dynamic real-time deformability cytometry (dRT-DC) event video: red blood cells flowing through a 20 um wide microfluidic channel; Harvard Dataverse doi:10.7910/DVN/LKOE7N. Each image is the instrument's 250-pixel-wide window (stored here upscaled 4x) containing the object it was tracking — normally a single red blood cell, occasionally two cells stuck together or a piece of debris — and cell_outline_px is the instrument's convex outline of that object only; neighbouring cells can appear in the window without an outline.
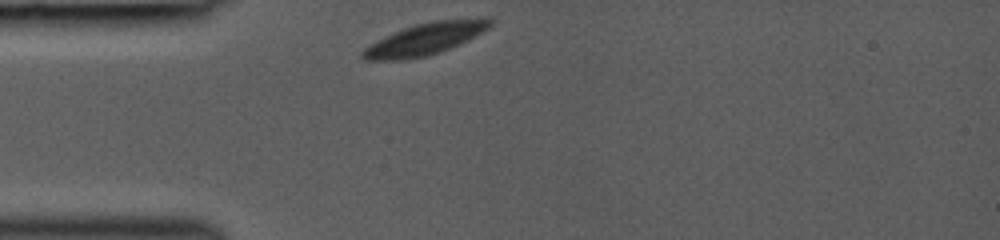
{"species": "common noctule bat (a hibernating species)", "species_latin": "Nyctalus noctula", "temperature_condition": "room temperature", "stored_images_in_passage": 20, "camera_frame_rate_fps": 3000, "um_per_image_px": 0.085, "animal": {"sex": "female", "body_mass_g": 19.0, "forearm_length_mm": 53.3}, "frame": {"image": 1, "passage_image": 1, "time_ms": 0.0, "image_size_px": [1000, 240], "cell_outline_px": [[492, 24], [488, 28], [440, 52], [428, 56], [400, 60], [364, 60], [360, 56], [360, 52], [364, 48], [376, 40], [404, 28], [416, 24], [432, 20], [488, 16], [492, 20]], "centroid_in_image_um": [36.11, 3.29], "position_along_channel_um": 48.9, "area_um2": 23.58}}
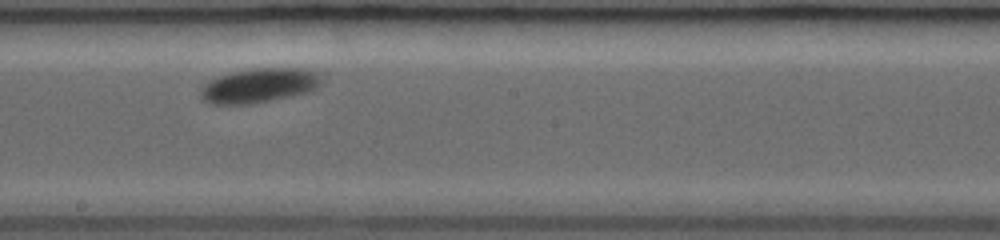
{"frame": {"image": 2, "passage_image": 9, "time_ms": 4.667, "image_size_px": [1000, 240], "cell_outline_px": [[320, 84], [312, 92], [292, 96], [248, 104], [212, 104], [204, 100], [200, 96], [200, 88], [208, 80], [232, 72], [252, 68], [300, 68], [316, 72], [320, 80]], "centroid_in_image_um": [22.0, 7.27], "position_along_channel_um": 226.2, "area_um2": 24.22}}
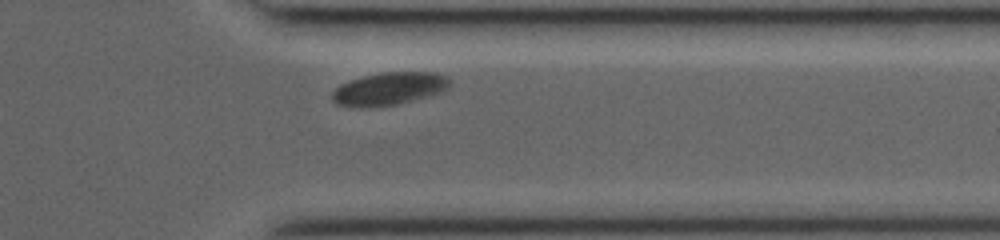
{"frame": {"image": 3, "passage_image": 17, "time_ms": 8.333, "image_size_px": [1000, 240], "cell_outline_px": [[452, 84], [444, 92], [396, 104], [368, 108], [364, 108], [336, 104], [332, 100], [332, 92], [340, 84], [364, 76], [380, 72], [436, 72], [448, 76], [452, 80]], "centroid_in_image_um": [33.13, 7.53], "position_along_channel_um": 378.3, "area_um2": 22.72}}